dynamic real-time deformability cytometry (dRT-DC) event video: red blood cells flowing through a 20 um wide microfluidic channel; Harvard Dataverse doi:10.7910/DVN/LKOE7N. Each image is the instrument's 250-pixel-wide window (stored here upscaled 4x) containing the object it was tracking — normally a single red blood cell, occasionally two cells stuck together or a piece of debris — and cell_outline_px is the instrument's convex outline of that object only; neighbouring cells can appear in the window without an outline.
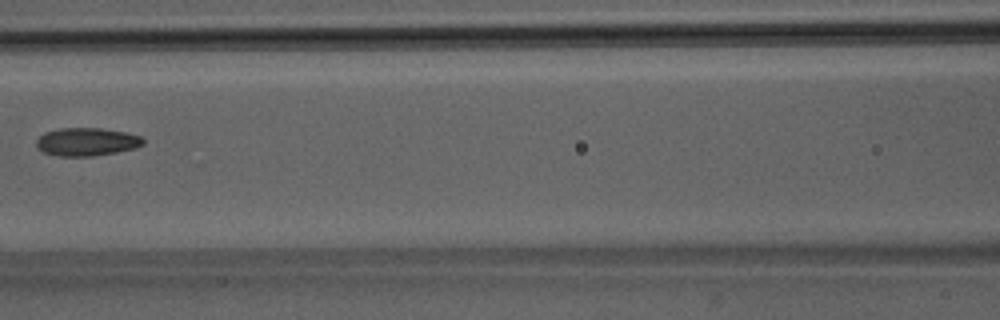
{"species": "Egyptian fruit bat (a non-hibernating species)", "species_latin": "Rousettus aegyptiacus", "temperature_condition": "room temperature", "stored_images_in_passage": 7, "camera_frame_rate_fps": 3000, "um_per_image_px": 0.085, "animal": {"sex": "male"}, "frame": {"image": 1, "passage_image": 6, "time_ms": 5.667, "image_size_px": [1000, 320], "cell_outline_px": [[144, 144], [136, 148], [116, 152], [92, 156], [60, 156], [44, 152], [36, 144], [36, 140], [44, 132], [60, 128], [100, 128], [128, 132], [140, 136], [144, 140]], "centroid_in_image_um": [7.4, 12.04], "position_along_channel_um": 159.2, "area_um2": 17.46}}